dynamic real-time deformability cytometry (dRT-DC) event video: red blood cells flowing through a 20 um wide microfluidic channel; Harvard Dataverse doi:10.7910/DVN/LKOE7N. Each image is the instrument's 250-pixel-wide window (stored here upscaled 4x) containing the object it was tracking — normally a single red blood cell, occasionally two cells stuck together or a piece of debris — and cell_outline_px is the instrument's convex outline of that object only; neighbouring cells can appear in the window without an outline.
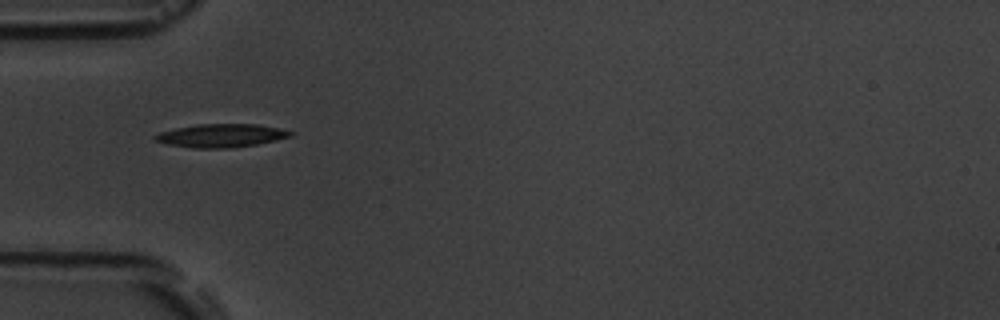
{"species": "common noctule bat (a hibernating species)", "species_latin": "Nyctalus noctula", "temperature_condition": "room temperature", "stored_images_in_passage": 7, "camera_frame_rate_fps": 3000, "um_per_image_px": 0.085, "animal": {"sex": "male", "body_mass_g": 19.5, "forearm_length_mm": 54.6}, "frame": {"image": 1, "passage_image": 1, "time_ms": 0.0, "image_size_px": [1000, 320], "cell_outline_px": [[292, 136], [276, 140], [256, 144], [232, 148], [192, 148], [168, 144], [156, 140], [152, 136], [160, 132], [176, 128], [196, 124], [256, 124], [276, 128], [292, 132]], "centroid_in_image_um": [18.76, 11.53], "position_along_channel_um": 66.2, "area_um2": 18.21}}
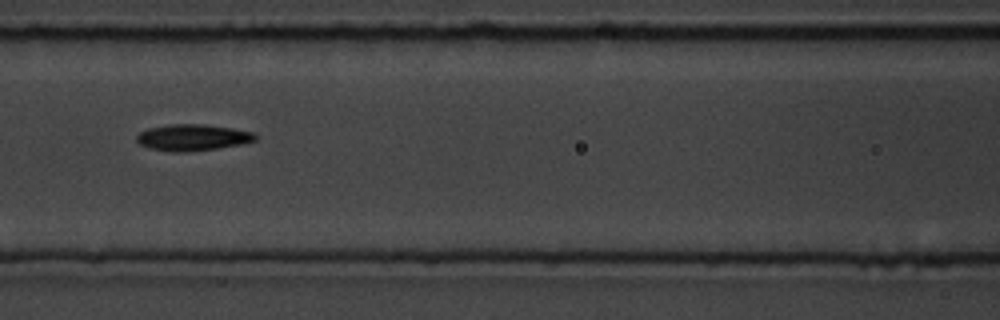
{"frame": {"image": 2, "passage_image": 3, "time_ms": 2.333, "image_size_px": [1000, 320], "cell_outline_px": [[256, 140], [240, 144], [216, 148], [180, 152], [172, 152], [148, 148], [140, 144], [136, 140], [136, 136], [140, 132], [148, 128], [172, 124], [204, 124], [232, 128], [252, 132], [256, 136]], "centroid_in_image_um": [16.33, 11.68], "position_along_channel_um": 150.3, "area_um2": 18.03}}
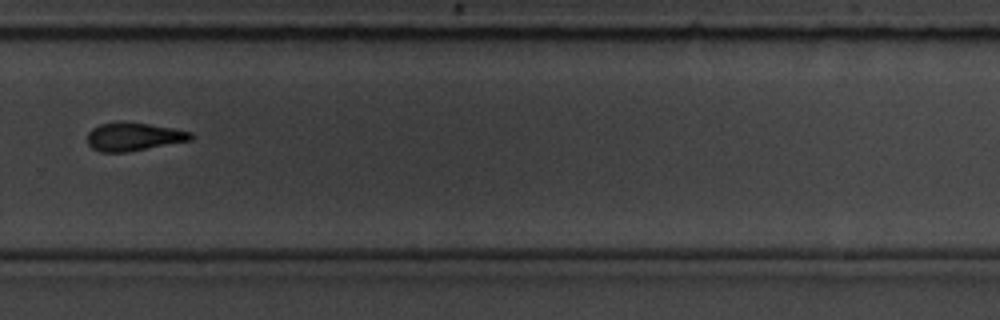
{"frame": {"image": 3, "passage_image": 7, "time_ms": 7.0, "image_size_px": [1000, 320], "cell_outline_px": [[196, 136], [192, 140], [128, 152], [100, 152], [92, 148], [88, 144], [88, 132], [92, 128], [100, 124], [124, 120], [172, 128], [192, 132]], "centroid_in_image_um": [11.37, 11.61], "position_along_channel_um": 318.4, "area_um2": 17.28}}